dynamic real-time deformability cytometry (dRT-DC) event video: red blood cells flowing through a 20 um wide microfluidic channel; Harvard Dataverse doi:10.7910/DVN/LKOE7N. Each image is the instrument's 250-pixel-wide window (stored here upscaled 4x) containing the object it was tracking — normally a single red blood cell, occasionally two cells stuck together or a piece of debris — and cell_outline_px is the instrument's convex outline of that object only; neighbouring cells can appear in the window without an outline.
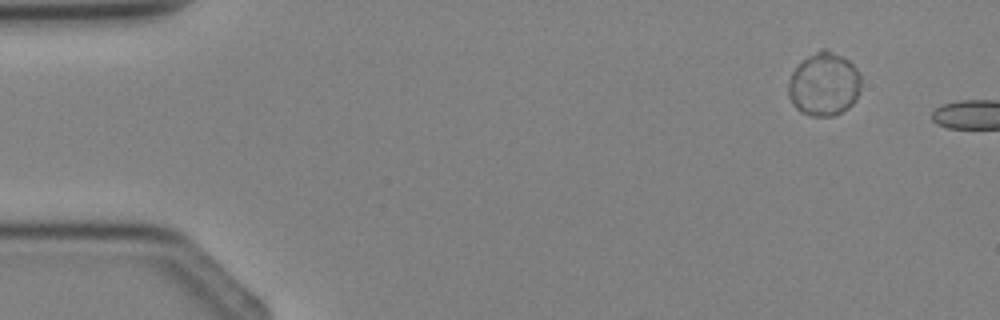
{"species": "Egyptian fruit bat (a non-hibernating species)", "species_latin": "Rousettus aegyptiacus", "temperature_condition": "cold", "stored_images_in_passage": 2, "camera_frame_rate_fps": 3000, "um_per_image_px": 0.085, "animal": {"sex": "female"}, "frame": {"image": 1, "passage_image": 1, "time_ms": 0.0, "image_size_px": [1000, 320], "cell_outline_px": [[860, 88], [856, 100], [848, 108], [832, 116], [808, 116], [800, 112], [792, 104], [788, 96], [788, 84], [792, 72], [808, 56], [820, 48], [828, 48], [848, 60], [856, 68], [860, 76]], "centroid_in_image_um": [70.03, 7.16], "position_along_channel_um": 15.0, "area_um2": 26.99}}